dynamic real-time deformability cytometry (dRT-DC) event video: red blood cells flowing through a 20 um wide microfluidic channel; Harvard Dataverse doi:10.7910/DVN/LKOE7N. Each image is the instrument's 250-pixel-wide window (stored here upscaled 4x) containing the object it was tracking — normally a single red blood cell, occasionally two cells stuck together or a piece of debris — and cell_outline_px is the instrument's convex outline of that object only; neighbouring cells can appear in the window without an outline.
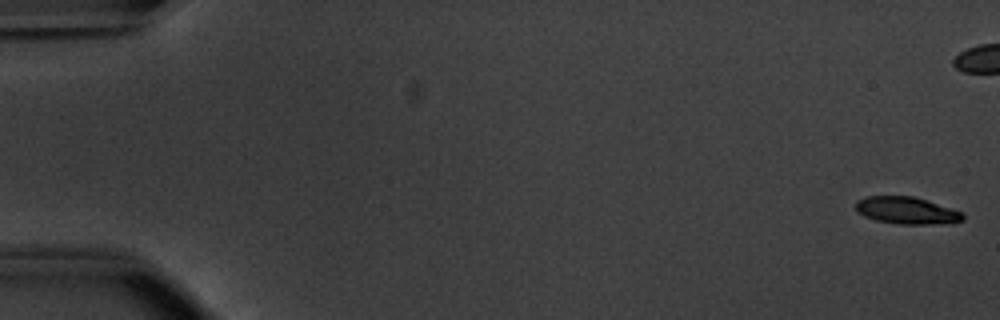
{"species": "common noctule bat (a hibernating species)", "species_latin": "Nyctalus noctula", "temperature_condition": "warm", "stored_images_in_passage": 55, "camera_frame_rate_fps": 3000, "um_per_image_px": 0.085, "animal": {"sex": "male", "body_mass_g": 20.1, "forearm_length_mm": 53.5}, "frame": {"image": 1, "passage_image": 1, "time_ms": 0.0, "image_size_px": [1000, 320], "cell_outline_px": [[964, 220], [932, 224], [900, 224], [876, 220], [864, 216], [856, 212], [856, 200], [864, 196], [912, 196], [964, 212]], "centroid_in_image_um": [77.02, 17.88], "position_along_channel_um": 8.0, "area_um2": 16.82}}
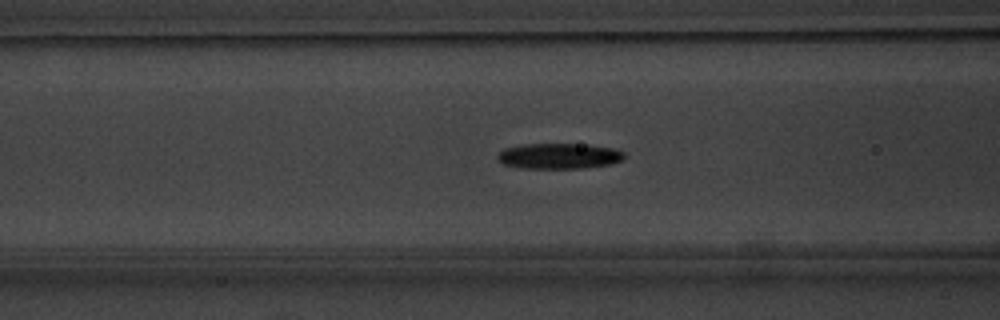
{"frame": {"image": 2, "passage_image": 22, "time_ms": 7.0, "image_size_px": [1000, 320], "cell_outline_px": [[624, 156], [620, 160], [612, 164], [580, 168], [516, 168], [504, 164], [496, 156], [504, 148], [520, 144], [588, 144], [616, 148], [624, 152]], "centroid_in_image_um": [47.51, 13.25], "position_along_channel_um": 119.1, "area_um2": 19.02}}
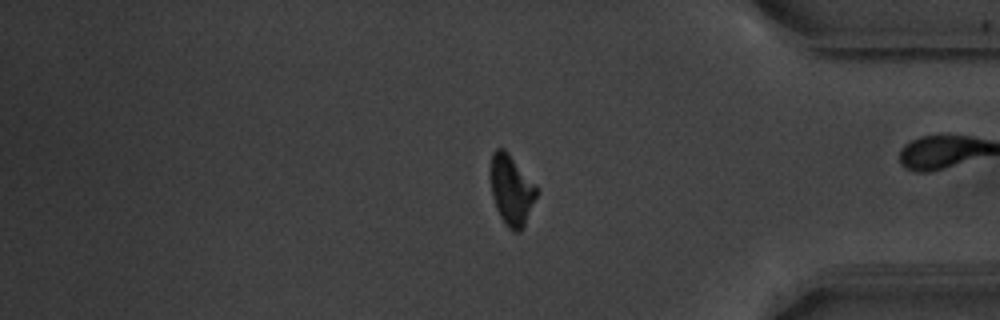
{"frame": {"image": 3, "passage_image": 45, "time_ms": 14.667, "image_size_px": [1000, 320], "cell_outline_px": [[540, 192], [520, 232], [512, 232], [504, 224], [496, 208], [492, 196], [488, 172], [492, 152], [496, 148], [504, 148], [508, 152], [536, 184]], "centroid_in_image_um": [43.46, 16.13], "position_along_channel_um": 391.7, "area_um2": 19.54}, "authors_computed_cell_mechanics": {"area_um2": 18.6116, "velocity_mm_per_s": 3.8143, "shape_relaxation_time_tau1_ms": 2.1399, "shape_relaxation_time_tau2_ms": null, "deformation_change_tau1": 0.1652, "deformation_change_tau2": null}}